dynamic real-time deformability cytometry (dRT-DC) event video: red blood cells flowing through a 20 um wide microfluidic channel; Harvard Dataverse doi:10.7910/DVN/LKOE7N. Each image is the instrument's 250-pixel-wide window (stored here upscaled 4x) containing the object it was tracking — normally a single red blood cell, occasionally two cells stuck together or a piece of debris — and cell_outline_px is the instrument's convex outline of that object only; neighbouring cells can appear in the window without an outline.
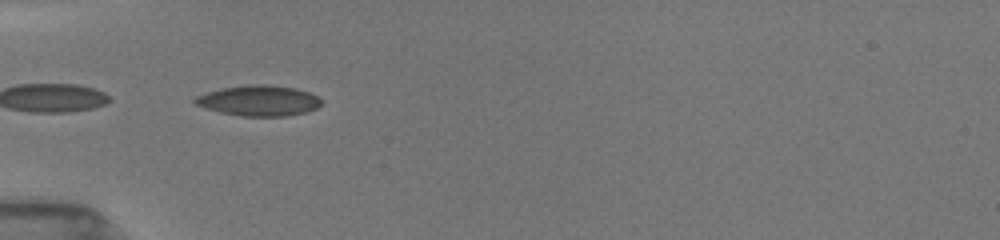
{"species": "common noctule bat (a hibernating species)", "species_latin": "Nyctalus noctula", "temperature_condition": "room temperature", "stored_images_in_passage": 12, "camera_frame_rate_fps": 3000, "um_per_image_px": 0.085, "animal": {"sex": "female", "body_mass_g": 19.5, "forearm_length_mm": 54.1}, "frame": {"image": 1, "passage_image": 6, "time_ms": 5.333, "image_size_px": [1000, 240], "cell_outline_px": [[320, 104], [316, 108], [304, 112], [288, 116], [240, 116], [220, 112], [196, 104], [192, 100], [196, 96], [220, 88], [252, 84], [264, 84], [296, 88], [308, 92], [316, 96], [320, 100]], "centroid_in_image_um": [21.98, 8.55], "position_along_channel_um": 63.0, "area_um2": 22.25}}
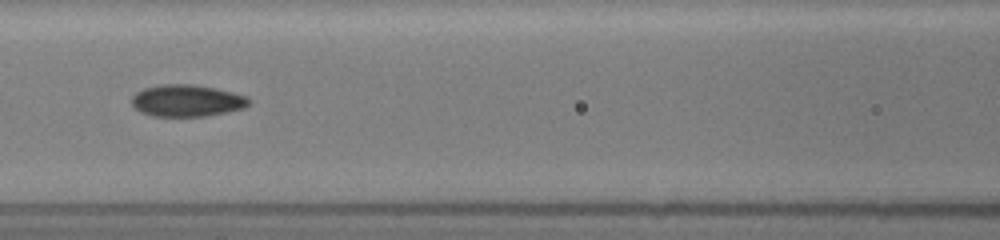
{"frame": {"image": 2, "passage_image": 8, "time_ms": 7.667, "image_size_px": [1000, 240], "cell_outline_px": [[252, 100], [244, 108], [204, 116], [152, 116], [140, 112], [132, 104], [132, 96], [136, 92], [144, 88], [160, 84], [192, 84], [216, 88], [248, 96]], "centroid_in_image_um": [15.88, 8.54], "position_along_channel_um": 150.7, "area_um2": 21.79}}
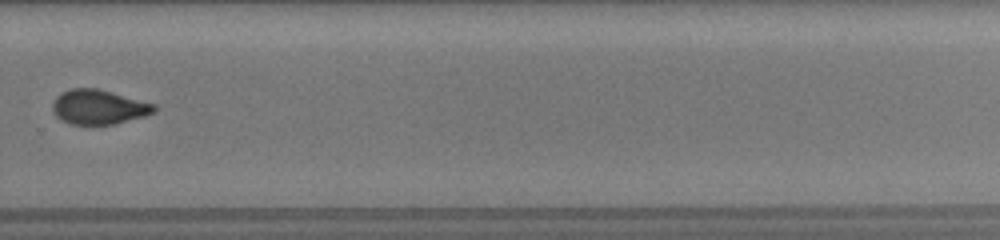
{"frame": {"image": 3, "passage_image": 12, "time_ms": 12.0, "image_size_px": [1000, 240], "cell_outline_px": [[156, 112], [144, 116], [116, 124], [68, 124], [60, 120], [52, 112], [52, 104], [56, 96], [60, 92], [72, 88], [100, 88], [156, 104]], "centroid_in_image_um": [8.38, 9.09], "position_along_channel_um": 321.4, "area_um2": 20.87}}